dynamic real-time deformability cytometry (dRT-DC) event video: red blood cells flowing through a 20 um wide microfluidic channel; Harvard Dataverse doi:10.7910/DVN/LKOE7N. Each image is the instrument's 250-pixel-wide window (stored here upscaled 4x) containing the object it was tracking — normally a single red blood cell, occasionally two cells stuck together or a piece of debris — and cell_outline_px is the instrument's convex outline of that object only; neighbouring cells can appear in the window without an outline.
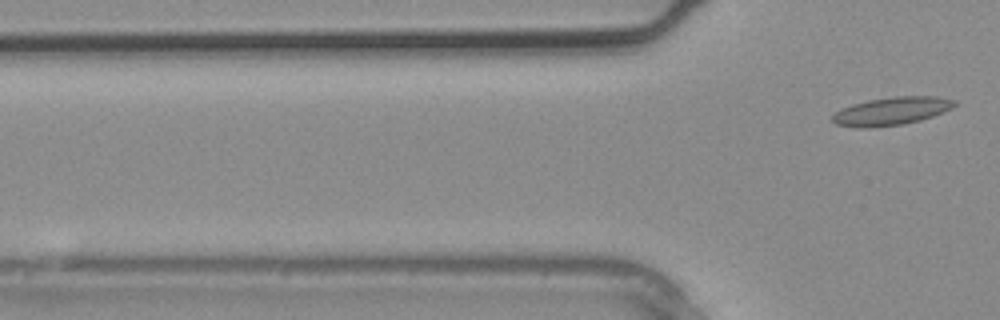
{"species": "common noctule bat (a hibernating species)", "species_latin": "Nyctalus noctula", "temperature_condition": "warm", "stored_images_in_passage": 4, "camera_frame_rate_fps": 3000, "um_per_image_px": 0.085, "animal": {"sex": "male", "body_mass_g": 20.4}, "frame": {"image": 1, "passage_image": 4, "time_ms": 1.0, "image_size_px": [1000, 320], "cell_outline_px": [[956, 104], [952, 108], [932, 116], [920, 120], [900, 124], [872, 128], [856, 128], [836, 124], [832, 120], [832, 116], [840, 108], [852, 104], [868, 100], [896, 96], [936, 96], [956, 100]], "centroid_in_image_um": [75.75, 9.44], "position_along_channel_um": 50.1, "area_um2": 19.94}}